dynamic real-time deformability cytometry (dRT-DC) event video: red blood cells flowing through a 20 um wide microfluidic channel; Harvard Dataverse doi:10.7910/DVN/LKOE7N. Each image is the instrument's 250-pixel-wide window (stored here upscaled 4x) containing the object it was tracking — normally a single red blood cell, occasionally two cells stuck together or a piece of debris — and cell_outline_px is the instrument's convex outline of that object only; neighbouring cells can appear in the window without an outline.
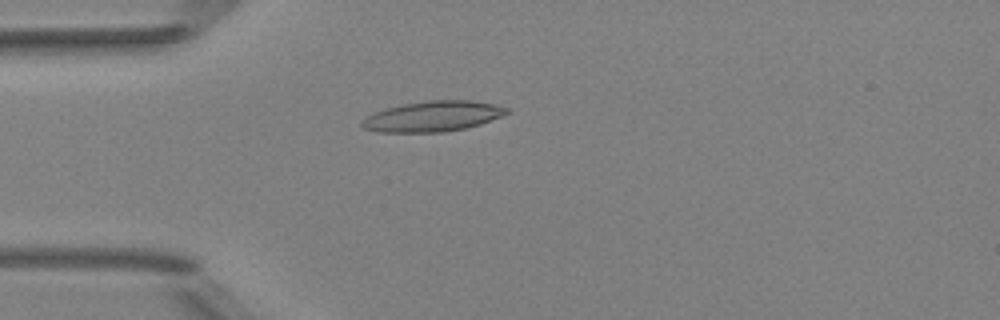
{"species": "Egyptian fruit bat (a non-hibernating species)", "species_latin": "Rousettus aegyptiacus", "temperature_condition": "room temperature", "stored_images_in_passage": 5, "camera_frame_rate_fps": 3000, "um_per_image_px": 0.085, "animal": {"sex": "female"}, "frame": {"image": 1, "passage_image": 4, "time_ms": 1.0, "image_size_px": [1000, 320], "cell_outline_px": [[512, 112], [480, 124], [464, 128], [444, 132], [376, 132], [364, 128], [360, 124], [360, 120], [372, 112], [404, 104], [428, 100], [468, 100], [496, 104], [512, 108]], "centroid_in_image_um": [36.81, 9.88], "position_along_channel_um": 48.2, "area_um2": 25.89}}